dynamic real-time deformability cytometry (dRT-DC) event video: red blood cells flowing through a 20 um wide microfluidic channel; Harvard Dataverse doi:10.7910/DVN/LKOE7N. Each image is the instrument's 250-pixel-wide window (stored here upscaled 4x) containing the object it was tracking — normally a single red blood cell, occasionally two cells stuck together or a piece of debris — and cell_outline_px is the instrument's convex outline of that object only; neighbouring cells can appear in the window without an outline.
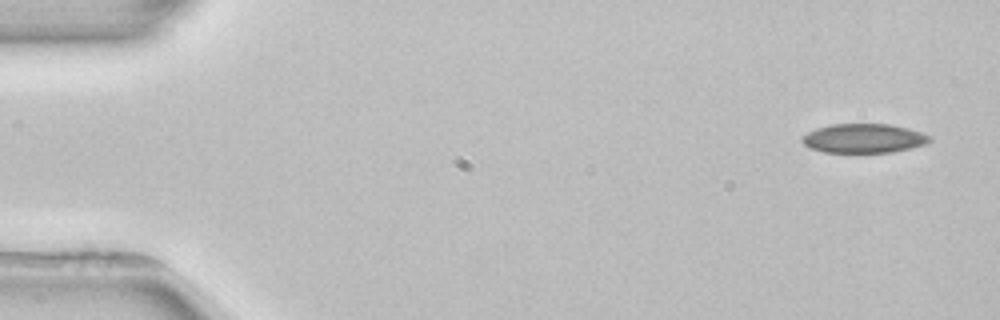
{"species": "common noctule bat (a hibernating species)", "species_latin": "Nyctalus noctula", "temperature_condition": "room temperature", "stored_images_in_passage": 3, "camera_frame_rate_fps": 3000, "um_per_image_px": 0.085, "animal": {"sex": "female", "body_mass_g": 22.7, "forearm_length_mm": 54.2}, "frame": {"image": 1, "passage_image": 1, "time_ms": 0.0, "image_size_px": [1000, 320], "cell_outline_px": [[932, 140], [928, 144], [912, 148], [892, 152], [824, 152], [808, 148], [800, 140], [800, 136], [816, 128], [832, 124], [892, 124], [908, 128], [932, 136]], "centroid_in_image_um": [73.43, 11.76], "position_along_channel_um": 11.6, "area_um2": 21.96}}